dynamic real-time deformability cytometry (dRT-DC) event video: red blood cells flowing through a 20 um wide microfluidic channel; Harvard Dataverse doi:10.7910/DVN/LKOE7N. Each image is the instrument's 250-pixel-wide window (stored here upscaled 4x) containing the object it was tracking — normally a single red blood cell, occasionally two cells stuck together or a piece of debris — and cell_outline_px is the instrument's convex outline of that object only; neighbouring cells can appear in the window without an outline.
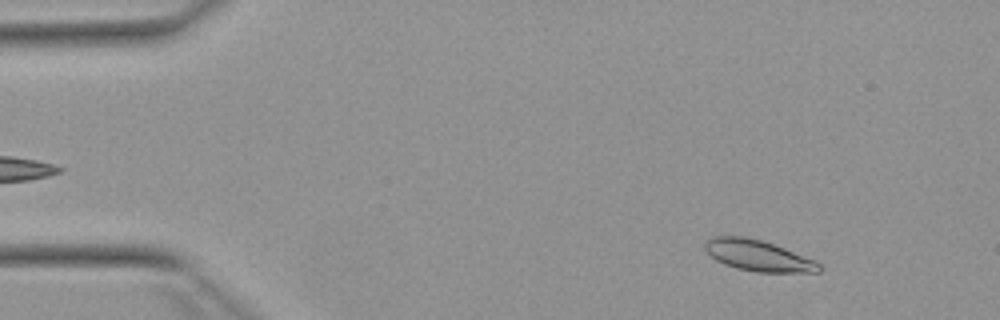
{"species": "Egyptian fruit bat (a non-hibernating species)", "species_latin": "Rousettus aegyptiacus", "temperature_condition": "warm", "stored_images_in_passage": 48, "camera_frame_rate_fps": 3000, "um_per_image_px": 0.085, "animal": {"sex": "female"}, "frame": {"image": 1, "passage_image": 2, "time_ms": 0.333, "image_size_px": [1000, 320], "cell_outline_px": [[824, 268], [820, 272], [756, 272], [736, 268], [724, 264], [716, 260], [704, 248], [704, 244], [712, 236], [744, 236], [760, 240], [784, 248], [816, 260]], "centroid_in_image_um": [64.47, 21.73], "position_along_channel_um": 20.5, "area_um2": 20.58}}
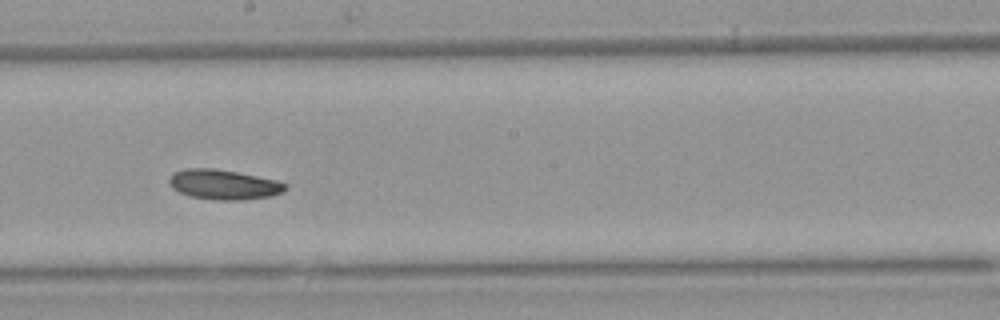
{"frame": {"image": 2, "passage_image": 25, "time_ms": 8.0, "image_size_px": [1000, 320], "cell_outline_px": [[288, 188], [284, 192], [272, 196], [244, 200], [212, 200], [192, 196], [180, 192], [172, 188], [168, 184], [168, 180], [176, 172], [188, 168], [212, 168], [236, 172], [276, 180], [288, 184]], "centroid_in_image_um": [19.06, 15.7], "position_along_channel_um": 229.1, "area_um2": 20.23}}
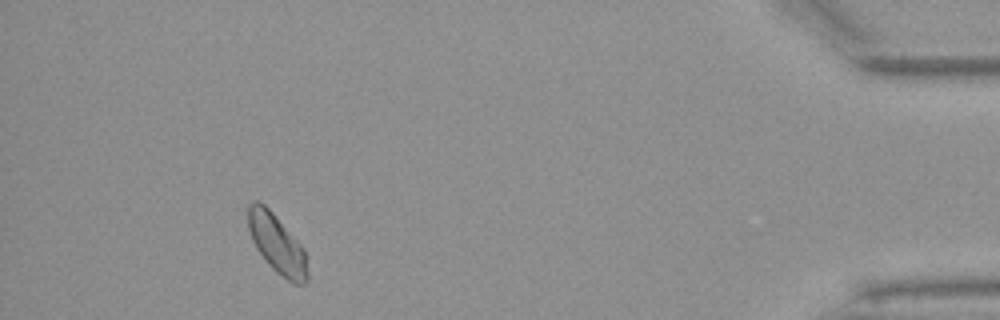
{"frame": {"image": 3, "passage_image": 44, "time_ms": 14.333, "image_size_px": [1000, 320], "cell_outline_px": [[308, 280], [304, 284], [292, 284], [276, 272], [268, 264], [256, 248], [252, 240], [248, 228], [248, 204], [256, 200], [260, 200], [272, 212], [304, 248], [308, 272]], "centroid_in_image_um": [23.54, 20.75], "position_along_channel_um": 411.7, "area_um2": 20.4}, "authors_computed_cell_mechanics": {"area_um2": 20.1144, "velocity_mm_per_s": 3.8881, "shape_relaxation_time_tau1_ms": 10.2962, "shape_relaxation_time_tau2_ms": null, "deformation_change_tau1": 0.1718, "deformation_change_tau2": null}}